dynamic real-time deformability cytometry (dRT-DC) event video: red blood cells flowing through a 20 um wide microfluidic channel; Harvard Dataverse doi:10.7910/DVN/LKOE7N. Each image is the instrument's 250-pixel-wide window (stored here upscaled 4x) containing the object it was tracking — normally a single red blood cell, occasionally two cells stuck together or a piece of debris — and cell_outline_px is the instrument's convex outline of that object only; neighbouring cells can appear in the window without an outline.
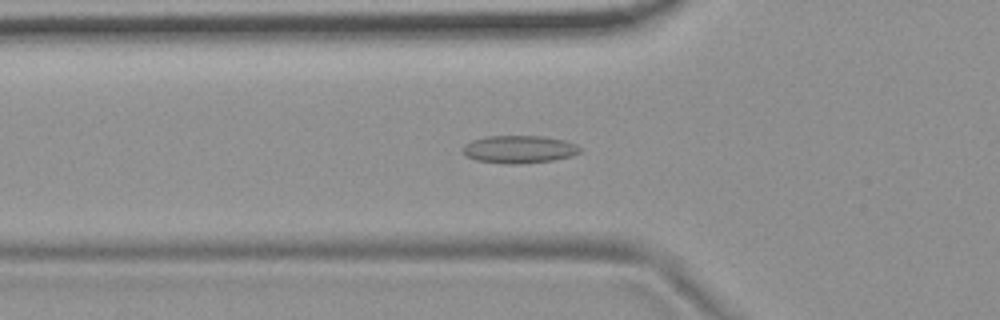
{"species": "common noctule bat (a hibernating species)", "species_latin": "Nyctalus noctula", "temperature_condition": "room temperature", "stored_images_in_passage": 46, "camera_frame_rate_fps": 3000, "um_per_image_px": 0.085, "animal": {"sex": "female", "body_mass_g": 19.9}, "frame": {"image": 1, "passage_image": 10, "time_ms": 3.0, "image_size_px": [1000, 320], "cell_outline_px": [[580, 152], [572, 156], [552, 160], [516, 164], [504, 164], [476, 160], [468, 156], [464, 152], [464, 144], [472, 140], [484, 136], [540, 136], [564, 140], [576, 144], [580, 148]], "centroid_in_image_um": [44.12, 12.69], "position_along_channel_um": 81.7, "area_um2": 18.79}}
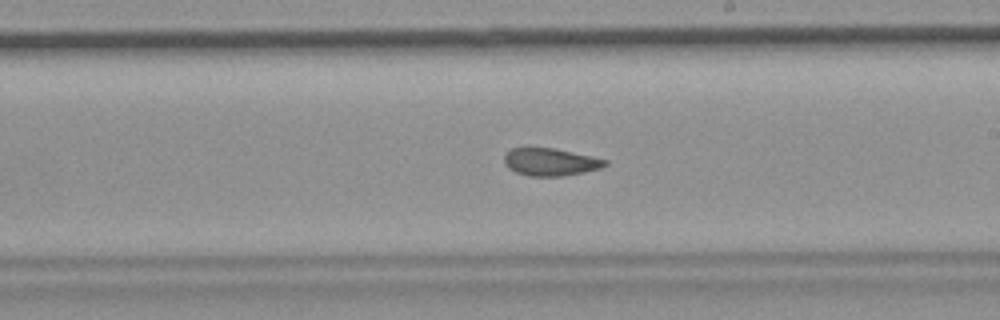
{"frame": {"image": 2, "passage_image": 23, "time_ms": 7.333, "image_size_px": [1000, 320], "cell_outline_px": [[608, 164], [600, 168], [584, 172], [564, 176], [528, 176], [516, 172], [508, 168], [504, 164], [504, 152], [512, 148], [556, 148], [592, 156], [608, 160]], "centroid_in_image_um": [46.77, 13.76], "position_along_channel_um": 242.2, "area_um2": 16.36}}
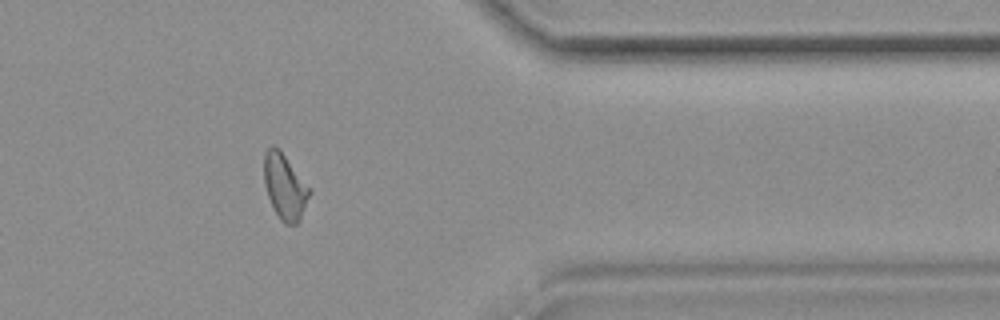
{"frame": {"image": 3, "passage_image": 36, "time_ms": 11.667, "image_size_px": [1000, 320], "cell_outline_px": [[312, 192], [300, 220], [296, 224], [284, 224], [280, 220], [268, 196], [264, 184], [264, 152], [272, 144], [276, 144], [280, 148], [312, 188]], "centroid_in_image_um": [24.24, 15.81], "position_along_channel_um": 387.2, "area_um2": 17.86}, "authors_computed_cell_mechanics": {"area_um2": 16.8776, "velocity_mm_per_s": 3.7029, "shape_relaxation_time_tau1_ms": null, "shape_relaxation_time_tau2_ms": 2.3161, "deformation_change_tau1": null, "deformation_change_tau2": 0.0748}}